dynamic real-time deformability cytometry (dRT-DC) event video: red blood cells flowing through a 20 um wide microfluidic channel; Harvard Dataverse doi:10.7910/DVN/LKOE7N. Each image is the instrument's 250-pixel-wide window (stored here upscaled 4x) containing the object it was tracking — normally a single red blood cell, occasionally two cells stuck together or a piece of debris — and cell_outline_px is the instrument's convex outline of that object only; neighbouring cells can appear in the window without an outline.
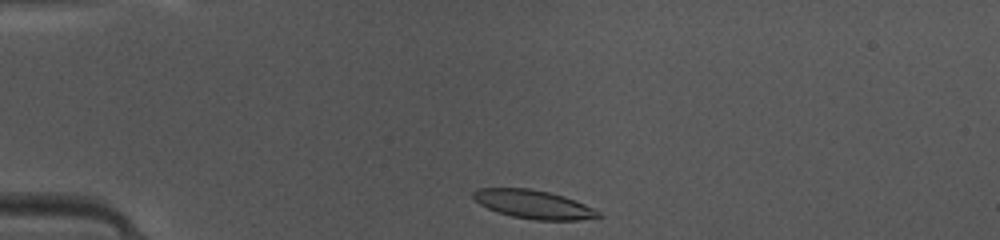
{"species": "common noctule bat (a hibernating species)", "species_latin": "Nyctalus noctula", "temperature_condition": "warm", "stored_images_in_passage": 38, "camera_frame_rate_fps": 3000, "um_per_image_px": 0.085, "animal": {"sex": "female", "body_mass_g": 10.0, "forearm_length_mm": 53.1}, "frame": {"image": 1, "passage_image": 1, "time_ms": 0.0, "image_size_px": [1000, 240], "cell_outline_px": [[600, 216], [580, 220], [536, 220], [512, 216], [488, 208], [480, 204], [472, 196], [472, 192], [476, 188], [528, 188], [548, 192], [564, 196], [584, 204], [600, 212]], "centroid_in_image_um": [45.32, 17.36], "position_along_channel_um": 39.7, "area_um2": 20.52}}
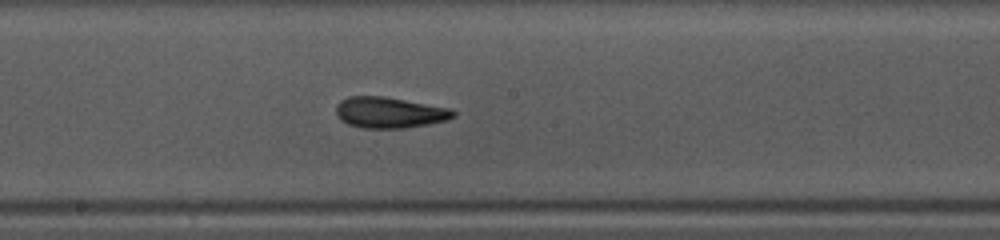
{"frame": {"image": 2, "passage_image": 16, "time_ms": 5.0, "image_size_px": [1000, 240], "cell_outline_px": [[456, 116], [448, 120], [428, 124], [404, 128], [364, 128], [348, 124], [340, 120], [336, 116], [336, 104], [340, 100], [348, 96], [384, 96], [452, 108], [456, 112]], "centroid_in_image_um": [33.11, 9.56], "position_along_channel_um": 215.1, "area_um2": 21.44}}
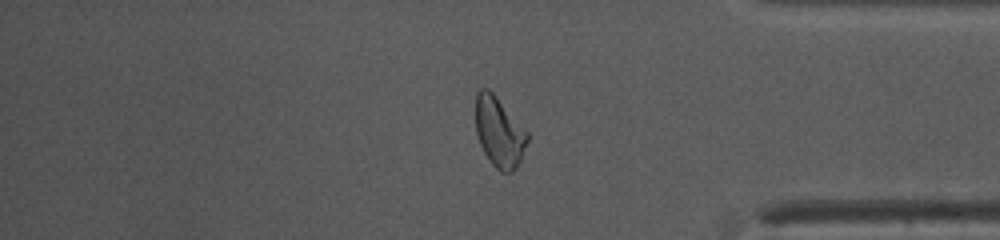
{"frame": {"image": 3, "passage_image": 30, "time_ms": 9.667, "image_size_px": [1000, 240], "cell_outline_px": [[528, 140], [520, 160], [516, 168], [512, 172], [500, 172], [492, 164], [484, 152], [480, 144], [476, 132], [476, 92], [480, 88], [488, 88], [496, 96], [528, 132]], "centroid_in_image_um": [42.42, 11.22], "position_along_channel_um": 392.8, "area_um2": 20.98}, "authors_computed_cell_mechanics": {"area_um2": 21.1548, "velocity_mm_per_s": 4.1516, "shape_relaxation_time_tau1_ms": 4.9343, "shape_relaxation_time_tau2_ms": 2.0128, "deformation_change_tau1": 0.1695, "deformation_change_tau2": 0.0988}}